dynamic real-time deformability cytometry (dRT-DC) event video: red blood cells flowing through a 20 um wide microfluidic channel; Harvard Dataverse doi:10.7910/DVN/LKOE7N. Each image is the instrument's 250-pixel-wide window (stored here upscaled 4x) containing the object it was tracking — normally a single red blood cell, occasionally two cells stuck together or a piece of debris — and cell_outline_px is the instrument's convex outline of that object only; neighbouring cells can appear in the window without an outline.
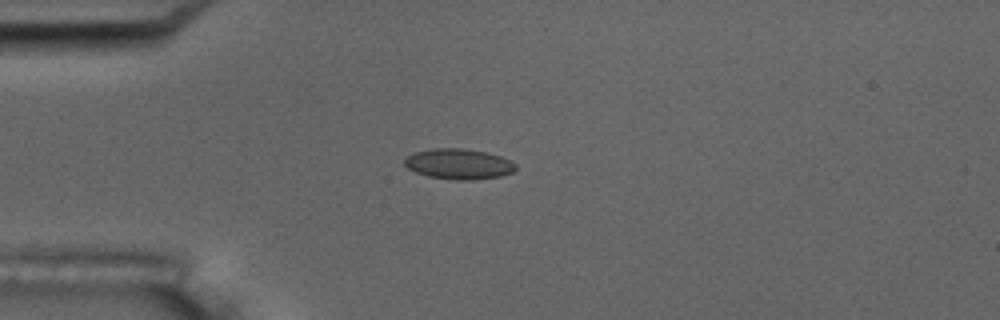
{"species": "common noctule bat (a hibernating species)", "species_latin": "Nyctalus noctula", "temperature_condition": "room temperature", "stored_images_in_passage": 2, "camera_frame_rate_fps": 3000, "um_per_image_px": 0.085, "animal": {"sex": "male", "body_mass_g": 17.5, "forearm_length_mm": 52.3}, "frame": {"image": 1, "passage_image": 2, "time_ms": 4.333, "image_size_px": [1000, 320], "cell_outline_px": [[516, 168], [512, 172], [500, 176], [472, 180], [456, 180], [428, 176], [416, 172], [408, 168], [404, 164], [404, 160], [408, 156], [416, 152], [432, 148], [460, 148], [484, 152], [500, 156], [516, 164]], "centroid_in_image_um": [38.98, 13.94], "position_along_channel_um": 46.0, "area_um2": 19.48}}